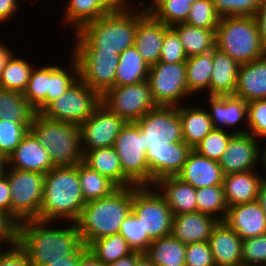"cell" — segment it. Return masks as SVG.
Returning <instances> with one entry per match:
<instances>
[{"label":"cell","mask_w":266,"mask_h":266,"mask_svg":"<svg viewBox=\"0 0 266 266\" xmlns=\"http://www.w3.org/2000/svg\"><path fill=\"white\" fill-rule=\"evenodd\" d=\"M242 265L266 266V234L242 240Z\"/></svg>","instance_id":"obj_48"},{"label":"cell","mask_w":266,"mask_h":266,"mask_svg":"<svg viewBox=\"0 0 266 266\" xmlns=\"http://www.w3.org/2000/svg\"><path fill=\"white\" fill-rule=\"evenodd\" d=\"M187 57L211 52L216 47V29H205L187 23L173 25Z\"/></svg>","instance_id":"obj_31"},{"label":"cell","mask_w":266,"mask_h":266,"mask_svg":"<svg viewBox=\"0 0 266 266\" xmlns=\"http://www.w3.org/2000/svg\"><path fill=\"white\" fill-rule=\"evenodd\" d=\"M101 103L126 122H136L157 107L147 80L135 85L111 87L101 95Z\"/></svg>","instance_id":"obj_13"},{"label":"cell","mask_w":266,"mask_h":266,"mask_svg":"<svg viewBox=\"0 0 266 266\" xmlns=\"http://www.w3.org/2000/svg\"><path fill=\"white\" fill-rule=\"evenodd\" d=\"M87 249L88 247L82 244L73 254L64 257V259L52 261V263L46 266H78L82 254Z\"/></svg>","instance_id":"obj_56"},{"label":"cell","mask_w":266,"mask_h":266,"mask_svg":"<svg viewBox=\"0 0 266 266\" xmlns=\"http://www.w3.org/2000/svg\"><path fill=\"white\" fill-rule=\"evenodd\" d=\"M247 118V133L262 141L266 137V99L248 102Z\"/></svg>","instance_id":"obj_49"},{"label":"cell","mask_w":266,"mask_h":266,"mask_svg":"<svg viewBox=\"0 0 266 266\" xmlns=\"http://www.w3.org/2000/svg\"><path fill=\"white\" fill-rule=\"evenodd\" d=\"M143 132L150 185L177 176L192 148L183 141L178 106H157L136 121Z\"/></svg>","instance_id":"obj_1"},{"label":"cell","mask_w":266,"mask_h":266,"mask_svg":"<svg viewBox=\"0 0 266 266\" xmlns=\"http://www.w3.org/2000/svg\"><path fill=\"white\" fill-rule=\"evenodd\" d=\"M85 204L78 164L53 167L45 175L39 220L74 223Z\"/></svg>","instance_id":"obj_4"},{"label":"cell","mask_w":266,"mask_h":266,"mask_svg":"<svg viewBox=\"0 0 266 266\" xmlns=\"http://www.w3.org/2000/svg\"><path fill=\"white\" fill-rule=\"evenodd\" d=\"M113 147L118 153L123 173L137 186L150 185L143 132L136 122H127L123 126Z\"/></svg>","instance_id":"obj_12"},{"label":"cell","mask_w":266,"mask_h":266,"mask_svg":"<svg viewBox=\"0 0 266 266\" xmlns=\"http://www.w3.org/2000/svg\"><path fill=\"white\" fill-rule=\"evenodd\" d=\"M169 28L148 11L139 19L134 45L149 67L159 62L164 35Z\"/></svg>","instance_id":"obj_19"},{"label":"cell","mask_w":266,"mask_h":266,"mask_svg":"<svg viewBox=\"0 0 266 266\" xmlns=\"http://www.w3.org/2000/svg\"><path fill=\"white\" fill-rule=\"evenodd\" d=\"M186 81L189 93L194 95L205 91L209 95V87L211 82V73L213 70L212 51L188 57L186 62Z\"/></svg>","instance_id":"obj_34"},{"label":"cell","mask_w":266,"mask_h":266,"mask_svg":"<svg viewBox=\"0 0 266 266\" xmlns=\"http://www.w3.org/2000/svg\"><path fill=\"white\" fill-rule=\"evenodd\" d=\"M177 177L183 182L191 184L195 189H200L222 185L224 174L219 161L203 157L192 149Z\"/></svg>","instance_id":"obj_22"},{"label":"cell","mask_w":266,"mask_h":266,"mask_svg":"<svg viewBox=\"0 0 266 266\" xmlns=\"http://www.w3.org/2000/svg\"><path fill=\"white\" fill-rule=\"evenodd\" d=\"M121 234L133 252L144 254L152 240L144 233L140 220L131 212L120 227Z\"/></svg>","instance_id":"obj_44"},{"label":"cell","mask_w":266,"mask_h":266,"mask_svg":"<svg viewBox=\"0 0 266 266\" xmlns=\"http://www.w3.org/2000/svg\"><path fill=\"white\" fill-rule=\"evenodd\" d=\"M98 3L108 12L114 13L127 9L133 2L138 0H97Z\"/></svg>","instance_id":"obj_58"},{"label":"cell","mask_w":266,"mask_h":266,"mask_svg":"<svg viewBox=\"0 0 266 266\" xmlns=\"http://www.w3.org/2000/svg\"><path fill=\"white\" fill-rule=\"evenodd\" d=\"M26 1L30 2V0H0V25L5 23L8 25V22H11L12 18L16 17V13L21 9L20 3L23 6Z\"/></svg>","instance_id":"obj_54"},{"label":"cell","mask_w":266,"mask_h":266,"mask_svg":"<svg viewBox=\"0 0 266 266\" xmlns=\"http://www.w3.org/2000/svg\"><path fill=\"white\" fill-rule=\"evenodd\" d=\"M0 211L11 216V190L6 175L0 178Z\"/></svg>","instance_id":"obj_55"},{"label":"cell","mask_w":266,"mask_h":266,"mask_svg":"<svg viewBox=\"0 0 266 266\" xmlns=\"http://www.w3.org/2000/svg\"><path fill=\"white\" fill-rule=\"evenodd\" d=\"M184 103L178 106V112L182 123L183 141L192 149L213 129V123L209 114L202 105Z\"/></svg>","instance_id":"obj_28"},{"label":"cell","mask_w":266,"mask_h":266,"mask_svg":"<svg viewBox=\"0 0 266 266\" xmlns=\"http://www.w3.org/2000/svg\"><path fill=\"white\" fill-rule=\"evenodd\" d=\"M264 141H266V137L265 138H263V142ZM261 142L260 144L262 145L263 144V146L260 148V150H261V168L263 169L262 171L264 172V173H266V142ZM264 147V148H263Z\"/></svg>","instance_id":"obj_64"},{"label":"cell","mask_w":266,"mask_h":266,"mask_svg":"<svg viewBox=\"0 0 266 266\" xmlns=\"http://www.w3.org/2000/svg\"><path fill=\"white\" fill-rule=\"evenodd\" d=\"M1 249H0V256L3 254V252L6 250V249H8V248H2V247H0Z\"/></svg>","instance_id":"obj_66"},{"label":"cell","mask_w":266,"mask_h":266,"mask_svg":"<svg viewBox=\"0 0 266 266\" xmlns=\"http://www.w3.org/2000/svg\"><path fill=\"white\" fill-rule=\"evenodd\" d=\"M136 266H157L145 254H143L136 262Z\"/></svg>","instance_id":"obj_65"},{"label":"cell","mask_w":266,"mask_h":266,"mask_svg":"<svg viewBox=\"0 0 266 266\" xmlns=\"http://www.w3.org/2000/svg\"><path fill=\"white\" fill-rule=\"evenodd\" d=\"M67 67L54 64L48 65L47 105L57 97L63 95L80 77L77 60L69 56Z\"/></svg>","instance_id":"obj_38"},{"label":"cell","mask_w":266,"mask_h":266,"mask_svg":"<svg viewBox=\"0 0 266 266\" xmlns=\"http://www.w3.org/2000/svg\"><path fill=\"white\" fill-rule=\"evenodd\" d=\"M150 67L134 46L119 56L114 86L135 85L147 80Z\"/></svg>","instance_id":"obj_30"},{"label":"cell","mask_w":266,"mask_h":266,"mask_svg":"<svg viewBox=\"0 0 266 266\" xmlns=\"http://www.w3.org/2000/svg\"><path fill=\"white\" fill-rule=\"evenodd\" d=\"M78 62L79 77L101 95L114 87L119 53L115 51H70Z\"/></svg>","instance_id":"obj_14"},{"label":"cell","mask_w":266,"mask_h":266,"mask_svg":"<svg viewBox=\"0 0 266 266\" xmlns=\"http://www.w3.org/2000/svg\"><path fill=\"white\" fill-rule=\"evenodd\" d=\"M255 18L259 27L262 46L266 50V0H262Z\"/></svg>","instance_id":"obj_57"},{"label":"cell","mask_w":266,"mask_h":266,"mask_svg":"<svg viewBox=\"0 0 266 266\" xmlns=\"http://www.w3.org/2000/svg\"><path fill=\"white\" fill-rule=\"evenodd\" d=\"M35 113L23 93L0 88V120L32 123Z\"/></svg>","instance_id":"obj_36"},{"label":"cell","mask_w":266,"mask_h":266,"mask_svg":"<svg viewBox=\"0 0 266 266\" xmlns=\"http://www.w3.org/2000/svg\"><path fill=\"white\" fill-rule=\"evenodd\" d=\"M133 186L120 187L113 194L87 202L74 222L82 243L118 234L121 224L132 212Z\"/></svg>","instance_id":"obj_5"},{"label":"cell","mask_w":266,"mask_h":266,"mask_svg":"<svg viewBox=\"0 0 266 266\" xmlns=\"http://www.w3.org/2000/svg\"><path fill=\"white\" fill-rule=\"evenodd\" d=\"M154 186L165 198L173 216L197 211L196 189L191 184L177 176H168L156 181Z\"/></svg>","instance_id":"obj_26"},{"label":"cell","mask_w":266,"mask_h":266,"mask_svg":"<svg viewBox=\"0 0 266 266\" xmlns=\"http://www.w3.org/2000/svg\"><path fill=\"white\" fill-rule=\"evenodd\" d=\"M147 81L157 106H181L186 98H193L188 90L185 62H158L150 67Z\"/></svg>","instance_id":"obj_11"},{"label":"cell","mask_w":266,"mask_h":266,"mask_svg":"<svg viewBox=\"0 0 266 266\" xmlns=\"http://www.w3.org/2000/svg\"><path fill=\"white\" fill-rule=\"evenodd\" d=\"M197 211L210 215L218 221H224L228 206L223 185H214L196 189Z\"/></svg>","instance_id":"obj_40"},{"label":"cell","mask_w":266,"mask_h":266,"mask_svg":"<svg viewBox=\"0 0 266 266\" xmlns=\"http://www.w3.org/2000/svg\"><path fill=\"white\" fill-rule=\"evenodd\" d=\"M28 220L18 224V245L26 252L31 266H46L73 254L83 243L72 222ZM67 224V225H66Z\"/></svg>","instance_id":"obj_3"},{"label":"cell","mask_w":266,"mask_h":266,"mask_svg":"<svg viewBox=\"0 0 266 266\" xmlns=\"http://www.w3.org/2000/svg\"><path fill=\"white\" fill-rule=\"evenodd\" d=\"M78 173L85 203L107 197L120 188L110 178L91 169L83 161L78 164Z\"/></svg>","instance_id":"obj_35"},{"label":"cell","mask_w":266,"mask_h":266,"mask_svg":"<svg viewBox=\"0 0 266 266\" xmlns=\"http://www.w3.org/2000/svg\"><path fill=\"white\" fill-rule=\"evenodd\" d=\"M48 65L34 66L23 96L29 105L40 113L47 106Z\"/></svg>","instance_id":"obj_42"},{"label":"cell","mask_w":266,"mask_h":266,"mask_svg":"<svg viewBox=\"0 0 266 266\" xmlns=\"http://www.w3.org/2000/svg\"><path fill=\"white\" fill-rule=\"evenodd\" d=\"M257 202L266 213V176L260 184L257 195Z\"/></svg>","instance_id":"obj_62"},{"label":"cell","mask_w":266,"mask_h":266,"mask_svg":"<svg viewBox=\"0 0 266 266\" xmlns=\"http://www.w3.org/2000/svg\"><path fill=\"white\" fill-rule=\"evenodd\" d=\"M207 96L208 99L205 103L206 105L208 103L209 107L206 106L205 108L212 120L214 128L232 131L235 134H245L248 132V128L237 126L240 122L247 125V102L233 95Z\"/></svg>","instance_id":"obj_17"},{"label":"cell","mask_w":266,"mask_h":266,"mask_svg":"<svg viewBox=\"0 0 266 266\" xmlns=\"http://www.w3.org/2000/svg\"><path fill=\"white\" fill-rule=\"evenodd\" d=\"M220 17L255 16L262 0H211Z\"/></svg>","instance_id":"obj_47"},{"label":"cell","mask_w":266,"mask_h":266,"mask_svg":"<svg viewBox=\"0 0 266 266\" xmlns=\"http://www.w3.org/2000/svg\"><path fill=\"white\" fill-rule=\"evenodd\" d=\"M187 55L177 32L170 27L164 35L159 62L178 63L186 62Z\"/></svg>","instance_id":"obj_50"},{"label":"cell","mask_w":266,"mask_h":266,"mask_svg":"<svg viewBox=\"0 0 266 266\" xmlns=\"http://www.w3.org/2000/svg\"><path fill=\"white\" fill-rule=\"evenodd\" d=\"M132 213L152 241L171 235L173 214L154 185L133 186Z\"/></svg>","instance_id":"obj_8"},{"label":"cell","mask_w":266,"mask_h":266,"mask_svg":"<svg viewBox=\"0 0 266 266\" xmlns=\"http://www.w3.org/2000/svg\"><path fill=\"white\" fill-rule=\"evenodd\" d=\"M8 167L46 175L54 166L47 149L29 130L16 149L8 156Z\"/></svg>","instance_id":"obj_18"},{"label":"cell","mask_w":266,"mask_h":266,"mask_svg":"<svg viewBox=\"0 0 266 266\" xmlns=\"http://www.w3.org/2000/svg\"><path fill=\"white\" fill-rule=\"evenodd\" d=\"M8 169V157L6 155L0 154V178L6 175Z\"/></svg>","instance_id":"obj_63"},{"label":"cell","mask_w":266,"mask_h":266,"mask_svg":"<svg viewBox=\"0 0 266 266\" xmlns=\"http://www.w3.org/2000/svg\"><path fill=\"white\" fill-rule=\"evenodd\" d=\"M215 266L242 265V238L224 221H219L209 237Z\"/></svg>","instance_id":"obj_20"},{"label":"cell","mask_w":266,"mask_h":266,"mask_svg":"<svg viewBox=\"0 0 266 266\" xmlns=\"http://www.w3.org/2000/svg\"><path fill=\"white\" fill-rule=\"evenodd\" d=\"M127 122L101 104L80 127L81 151L113 147L116 137Z\"/></svg>","instance_id":"obj_15"},{"label":"cell","mask_w":266,"mask_h":266,"mask_svg":"<svg viewBox=\"0 0 266 266\" xmlns=\"http://www.w3.org/2000/svg\"><path fill=\"white\" fill-rule=\"evenodd\" d=\"M8 47H9L8 45H5V43H2V41H0V77H1L2 71L5 68L7 61L14 54L11 51L12 49Z\"/></svg>","instance_id":"obj_61"},{"label":"cell","mask_w":266,"mask_h":266,"mask_svg":"<svg viewBox=\"0 0 266 266\" xmlns=\"http://www.w3.org/2000/svg\"><path fill=\"white\" fill-rule=\"evenodd\" d=\"M0 266H31L26 252L18 243L0 256Z\"/></svg>","instance_id":"obj_53"},{"label":"cell","mask_w":266,"mask_h":266,"mask_svg":"<svg viewBox=\"0 0 266 266\" xmlns=\"http://www.w3.org/2000/svg\"><path fill=\"white\" fill-rule=\"evenodd\" d=\"M186 1H190V3L193 4L194 2H196L198 0H186Z\"/></svg>","instance_id":"obj_68"},{"label":"cell","mask_w":266,"mask_h":266,"mask_svg":"<svg viewBox=\"0 0 266 266\" xmlns=\"http://www.w3.org/2000/svg\"><path fill=\"white\" fill-rule=\"evenodd\" d=\"M30 131L47 149L54 167L73 166L83 161L79 125L51 120L36 112Z\"/></svg>","instance_id":"obj_6"},{"label":"cell","mask_w":266,"mask_h":266,"mask_svg":"<svg viewBox=\"0 0 266 266\" xmlns=\"http://www.w3.org/2000/svg\"><path fill=\"white\" fill-rule=\"evenodd\" d=\"M144 254L157 266H185L186 244L171 234L153 240Z\"/></svg>","instance_id":"obj_32"},{"label":"cell","mask_w":266,"mask_h":266,"mask_svg":"<svg viewBox=\"0 0 266 266\" xmlns=\"http://www.w3.org/2000/svg\"><path fill=\"white\" fill-rule=\"evenodd\" d=\"M141 2L155 19L169 27L185 23L191 8L190 1L186 0H141Z\"/></svg>","instance_id":"obj_37"},{"label":"cell","mask_w":266,"mask_h":266,"mask_svg":"<svg viewBox=\"0 0 266 266\" xmlns=\"http://www.w3.org/2000/svg\"><path fill=\"white\" fill-rule=\"evenodd\" d=\"M212 63L209 96L234 95L240 65L217 47L212 50Z\"/></svg>","instance_id":"obj_27"},{"label":"cell","mask_w":266,"mask_h":266,"mask_svg":"<svg viewBox=\"0 0 266 266\" xmlns=\"http://www.w3.org/2000/svg\"><path fill=\"white\" fill-rule=\"evenodd\" d=\"M78 266H105L97 257L87 249L81 256Z\"/></svg>","instance_id":"obj_60"},{"label":"cell","mask_w":266,"mask_h":266,"mask_svg":"<svg viewBox=\"0 0 266 266\" xmlns=\"http://www.w3.org/2000/svg\"><path fill=\"white\" fill-rule=\"evenodd\" d=\"M260 142L249 133L235 134L230 139L225 152L219 160L224 176L232 173L258 170L256 168L258 167L257 165H261Z\"/></svg>","instance_id":"obj_16"},{"label":"cell","mask_w":266,"mask_h":266,"mask_svg":"<svg viewBox=\"0 0 266 266\" xmlns=\"http://www.w3.org/2000/svg\"><path fill=\"white\" fill-rule=\"evenodd\" d=\"M6 176L11 190V217L18 224L39 220L45 175L8 167Z\"/></svg>","instance_id":"obj_10"},{"label":"cell","mask_w":266,"mask_h":266,"mask_svg":"<svg viewBox=\"0 0 266 266\" xmlns=\"http://www.w3.org/2000/svg\"><path fill=\"white\" fill-rule=\"evenodd\" d=\"M142 253L132 252L128 256L118 259L115 262L109 263L105 266H136L137 260L142 256Z\"/></svg>","instance_id":"obj_59"},{"label":"cell","mask_w":266,"mask_h":266,"mask_svg":"<svg viewBox=\"0 0 266 266\" xmlns=\"http://www.w3.org/2000/svg\"><path fill=\"white\" fill-rule=\"evenodd\" d=\"M83 162L114 181L119 187L135 184L123 173L117 151L114 147L95 148L83 154Z\"/></svg>","instance_id":"obj_29"},{"label":"cell","mask_w":266,"mask_h":266,"mask_svg":"<svg viewBox=\"0 0 266 266\" xmlns=\"http://www.w3.org/2000/svg\"><path fill=\"white\" fill-rule=\"evenodd\" d=\"M185 266H215L208 241L186 245Z\"/></svg>","instance_id":"obj_51"},{"label":"cell","mask_w":266,"mask_h":266,"mask_svg":"<svg viewBox=\"0 0 266 266\" xmlns=\"http://www.w3.org/2000/svg\"><path fill=\"white\" fill-rule=\"evenodd\" d=\"M88 249H90L104 265L115 262L133 252L129 248L125 238L119 233L93 241L88 246Z\"/></svg>","instance_id":"obj_41"},{"label":"cell","mask_w":266,"mask_h":266,"mask_svg":"<svg viewBox=\"0 0 266 266\" xmlns=\"http://www.w3.org/2000/svg\"><path fill=\"white\" fill-rule=\"evenodd\" d=\"M65 4L61 21L65 27L71 26L69 29L72 33L86 23L108 14L97 0H67Z\"/></svg>","instance_id":"obj_33"},{"label":"cell","mask_w":266,"mask_h":266,"mask_svg":"<svg viewBox=\"0 0 266 266\" xmlns=\"http://www.w3.org/2000/svg\"><path fill=\"white\" fill-rule=\"evenodd\" d=\"M216 47L239 65L266 55L255 16H225L216 29Z\"/></svg>","instance_id":"obj_7"},{"label":"cell","mask_w":266,"mask_h":266,"mask_svg":"<svg viewBox=\"0 0 266 266\" xmlns=\"http://www.w3.org/2000/svg\"><path fill=\"white\" fill-rule=\"evenodd\" d=\"M34 63L14 54L7 61L0 77V88L23 93L30 79Z\"/></svg>","instance_id":"obj_39"},{"label":"cell","mask_w":266,"mask_h":266,"mask_svg":"<svg viewBox=\"0 0 266 266\" xmlns=\"http://www.w3.org/2000/svg\"><path fill=\"white\" fill-rule=\"evenodd\" d=\"M18 223L6 212L0 211V247L11 248L17 244Z\"/></svg>","instance_id":"obj_52"},{"label":"cell","mask_w":266,"mask_h":266,"mask_svg":"<svg viewBox=\"0 0 266 266\" xmlns=\"http://www.w3.org/2000/svg\"><path fill=\"white\" fill-rule=\"evenodd\" d=\"M220 16L211 0H198L191 4L185 23L205 29H217Z\"/></svg>","instance_id":"obj_45"},{"label":"cell","mask_w":266,"mask_h":266,"mask_svg":"<svg viewBox=\"0 0 266 266\" xmlns=\"http://www.w3.org/2000/svg\"><path fill=\"white\" fill-rule=\"evenodd\" d=\"M138 1L125 10L108 13L83 25L73 33L70 51H115L121 54L134 46L138 21L147 12L141 0Z\"/></svg>","instance_id":"obj_2"},{"label":"cell","mask_w":266,"mask_h":266,"mask_svg":"<svg viewBox=\"0 0 266 266\" xmlns=\"http://www.w3.org/2000/svg\"><path fill=\"white\" fill-rule=\"evenodd\" d=\"M257 171L250 170L224 176L222 185L228 207L257 201L260 184L266 176V173L260 175Z\"/></svg>","instance_id":"obj_25"},{"label":"cell","mask_w":266,"mask_h":266,"mask_svg":"<svg viewBox=\"0 0 266 266\" xmlns=\"http://www.w3.org/2000/svg\"><path fill=\"white\" fill-rule=\"evenodd\" d=\"M101 94L80 78L41 112L48 119L80 125L101 105Z\"/></svg>","instance_id":"obj_9"},{"label":"cell","mask_w":266,"mask_h":266,"mask_svg":"<svg viewBox=\"0 0 266 266\" xmlns=\"http://www.w3.org/2000/svg\"><path fill=\"white\" fill-rule=\"evenodd\" d=\"M224 222L242 240L266 234V213L257 201L228 207Z\"/></svg>","instance_id":"obj_21"},{"label":"cell","mask_w":266,"mask_h":266,"mask_svg":"<svg viewBox=\"0 0 266 266\" xmlns=\"http://www.w3.org/2000/svg\"><path fill=\"white\" fill-rule=\"evenodd\" d=\"M234 135V132L214 128L193 148V150L203 157L219 161L225 152L230 139Z\"/></svg>","instance_id":"obj_43"},{"label":"cell","mask_w":266,"mask_h":266,"mask_svg":"<svg viewBox=\"0 0 266 266\" xmlns=\"http://www.w3.org/2000/svg\"><path fill=\"white\" fill-rule=\"evenodd\" d=\"M219 221L210 215L196 212L182 213L172 218V235L183 244L208 241Z\"/></svg>","instance_id":"obj_23"},{"label":"cell","mask_w":266,"mask_h":266,"mask_svg":"<svg viewBox=\"0 0 266 266\" xmlns=\"http://www.w3.org/2000/svg\"><path fill=\"white\" fill-rule=\"evenodd\" d=\"M245 102L266 99V55L241 64L234 95Z\"/></svg>","instance_id":"obj_24"},{"label":"cell","mask_w":266,"mask_h":266,"mask_svg":"<svg viewBox=\"0 0 266 266\" xmlns=\"http://www.w3.org/2000/svg\"><path fill=\"white\" fill-rule=\"evenodd\" d=\"M38 1H40V0H31L30 3L32 4V2H33V4H35V3L37 4Z\"/></svg>","instance_id":"obj_67"},{"label":"cell","mask_w":266,"mask_h":266,"mask_svg":"<svg viewBox=\"0 0 266 266\" xmlns=\"http://www.w3.org/2000/svg\"><path fill=\"white\" fill-rule=\"evenodd\" d=\"M31 123H13L0 120V154L7 157L20 144L30 130Z\"/></svg>","instance_id":"obj_46"}]
</instances>
